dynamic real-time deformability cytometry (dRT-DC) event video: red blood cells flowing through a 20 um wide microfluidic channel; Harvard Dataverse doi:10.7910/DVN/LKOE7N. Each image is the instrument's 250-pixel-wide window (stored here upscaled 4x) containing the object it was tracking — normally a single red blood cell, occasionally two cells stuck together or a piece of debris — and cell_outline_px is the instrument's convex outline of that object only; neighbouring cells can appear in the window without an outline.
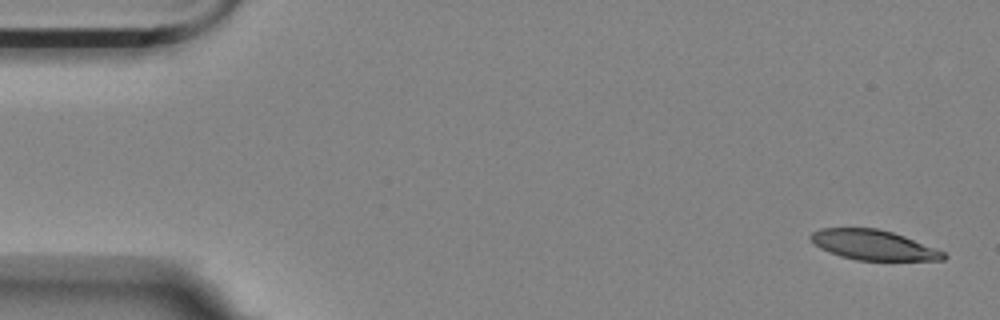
{"species": "Egyptian fruit bat (a non-hibernating species)", "species_latin": "Rousettus aegyptiacus", "temperature_condition": "room temperature", "stored_images_in_passage": 4, "camera_frame_rate_fps": 3000, "um_per_image_px": 0.085, "animal": {"sex": "female"}, "frame": {"image": 1, "passage_image": 1, "time_ms": 0.0, "image_size_px": [1000, 320], "cell_outline_px": [[948, 256], [944, 260], [856, 260], [840, 256], [828, 252], [812, 244], [808, 236], [812, 232], [820, 228], [876, 228], [892, 232], [904, 236], [944, 252]], "centroid_in_image_um": [74.17, 20.82], "position_along_channel_um": 10.8, "area_um2": 23.18}}